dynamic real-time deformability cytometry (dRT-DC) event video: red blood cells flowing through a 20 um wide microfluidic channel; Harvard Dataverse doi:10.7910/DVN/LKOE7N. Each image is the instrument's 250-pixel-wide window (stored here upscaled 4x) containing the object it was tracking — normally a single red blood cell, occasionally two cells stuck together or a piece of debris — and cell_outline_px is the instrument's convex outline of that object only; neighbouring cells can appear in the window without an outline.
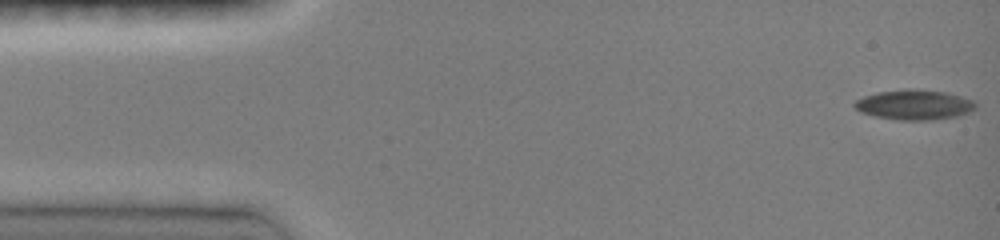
{"species": "common noctule bat (a hibernating species)", "species_latin": "Nyctalus noctula", "temperature_condition": "room temperature", "stored_images_in_passage": 46, "camera_frame_rate_fps": 3000, "um_per_image_px": 0.085, "animal": {"sex": "female", "body_mass_g": 19.0, "forearm_length_mm": 51.5}, "frame": {"image": 1, "passage_image": 1, "time_ms": 0.0, "image_size_px": [1000, 240], "cell_outline_px": [[976, 108], [968, 112], [956, 116], [932, 120], [900, 120], [876, 116], [860, 112], [852, 104], [856, 100], [864, 96], [876, 92], [908, 88], [912, 88], [944, 92], [960, 96], [972, 100], [976, 104]], "centroid_in_image_um": [77.68, 8.89], "position_along_channel_um": 7.3, "area_um2": 21.1}}
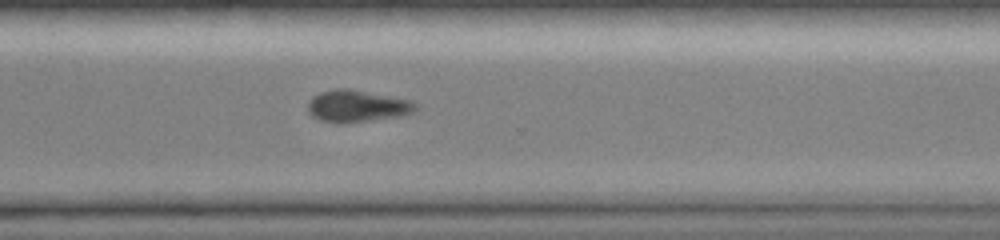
{"frame": {"image": 2, "passage_image": 34, "time_ms": 11.0, "image_size_px": [1000, 240], "cell_outline_px": [[416, 108], [412, 112], [400, 116], [364, 120], [320, 120], [312, 116], [308, 108], [308, 100], [312, 96], [320, 92], [336, 88], [348, 88], [412, 100], [416, 104]], "centroid_in_image_um": [30.35, 8.96], "position_along_channel_um": 340.3, "area_um2": 19.25}}
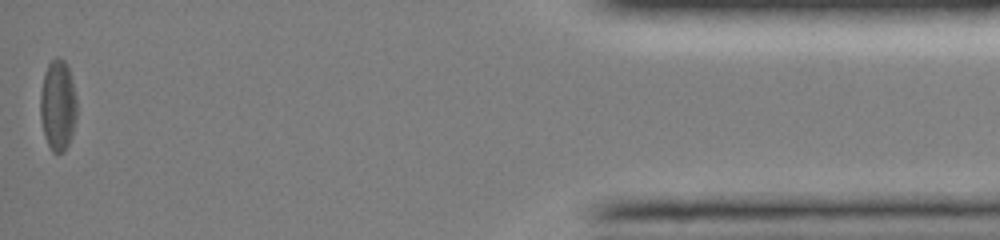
{"frame": {"image": 3, "passage_image": 46, "time_ms": 15.0, "image_size_px": [1000, 240], "cell_outline_px": [[76, 120], [72, 136], [64, 152], [52, 152], [48, 144], [40, 120], [40, 92], [44, 72], [48, 64], [56, 56], [60, 56], [68, 64], [76, 96]], "centroid_in_image_um": [4.92, 8.91], "position_along_channel_um": 430.3, "area_um2": 19.59}}